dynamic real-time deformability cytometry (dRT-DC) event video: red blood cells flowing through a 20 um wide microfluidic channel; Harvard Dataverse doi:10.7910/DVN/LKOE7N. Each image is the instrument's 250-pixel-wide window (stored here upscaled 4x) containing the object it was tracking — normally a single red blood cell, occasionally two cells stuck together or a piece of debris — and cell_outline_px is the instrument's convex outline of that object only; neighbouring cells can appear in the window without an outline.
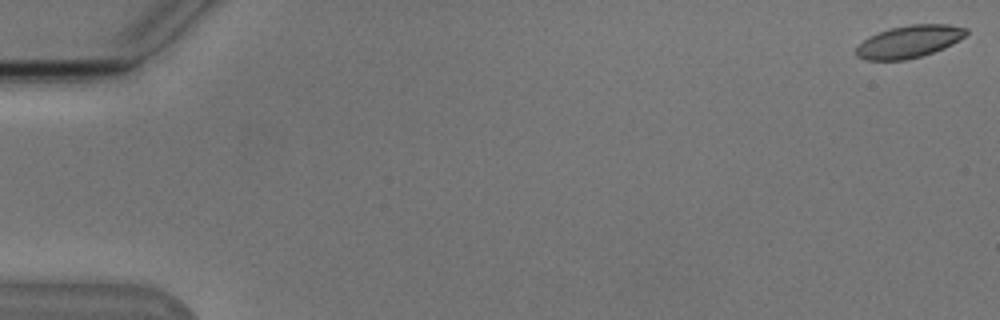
{"species": "Egyptian fruit bat (a non-hibernating species)", "species_latin": "Rousettus aegyptiacus", "temperature_condition": "cold", "stored_images_in_passage": 55, "camera_frame_rate_fps": 3000, "um_per_image_px": 0.085, "animal": {"sex": "male"}, "frame": {"image": 1, "passage_image": 1, "time_ms": 0.0, "image_size_px": [1000, 320], "cell_outline_px": [[968, 32], [964, 36], [952, 44], [944, 48], [920, 56], [904, 60], [864, 60], [856, 56], [856, 48], [868, 36], [892, 28], [908, 24], [948, 24], [968, 28]], "centroid_in_image_um": [77.27, 3.53], "position_along_channel_um": 7.7, "area_um2": 20.63}}
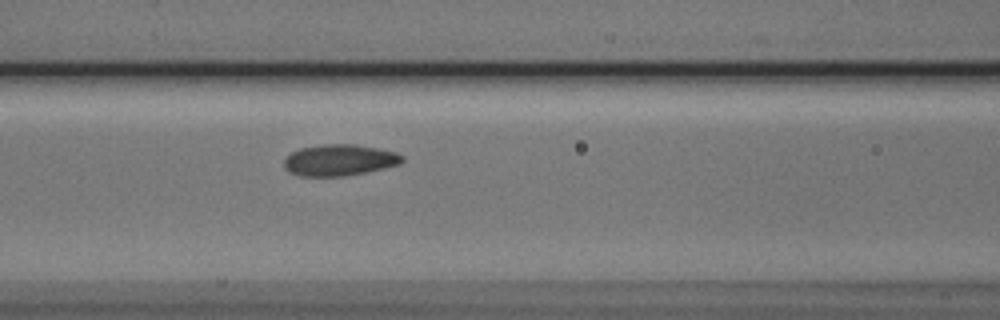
{"frame": {"image": 2, "passage_image": 24, "time_ms": 7.667, "image_size_px": [1000, 320], "cell_outline_px": [[404, 160], [400, 164], [384, 168], [344, 176], [300, 176], [288, 172], [284, 168], [284, 160], [292, 152], [300, 148], [324, 144], [356, 144], [396, 152], [404, 156]], "centroid_in_image_um": [28.85, 13.61], "position_along_channel_um": 137.8, "area_um2": 21.56}}
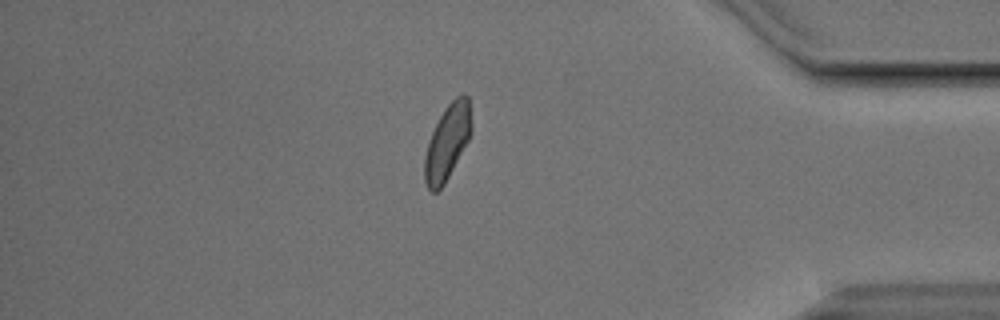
{"frame": {"image": 3, "passage_image": 47, "time_ms": 15.333, "image_size_px": [1000, 320], "cell_outline_px": [[472, 132], [468, 140], [444, 184], [436, 192], [432, 192], [428, 188], [424, 180], [424, 156], [428, 140], [444, 108], [456, 96], [468, 96], [472, 124]], "centroid_in_image_um": [38.01, 12.09], "position_along_channel_um": 397.2, "area_um2": 20.29}, "authors_computed_cell_mechanics": {"area_um2": 21.0392, "velocity_mm_per_s": 3.782, "shape_relaxation_time_tau1_ms": 3.3505, "shape_relaxation_time_tau2_ms": 1.9295, "deformation_change_tau1": 0.1059, "deformation_change_tau2": 0.0444}}